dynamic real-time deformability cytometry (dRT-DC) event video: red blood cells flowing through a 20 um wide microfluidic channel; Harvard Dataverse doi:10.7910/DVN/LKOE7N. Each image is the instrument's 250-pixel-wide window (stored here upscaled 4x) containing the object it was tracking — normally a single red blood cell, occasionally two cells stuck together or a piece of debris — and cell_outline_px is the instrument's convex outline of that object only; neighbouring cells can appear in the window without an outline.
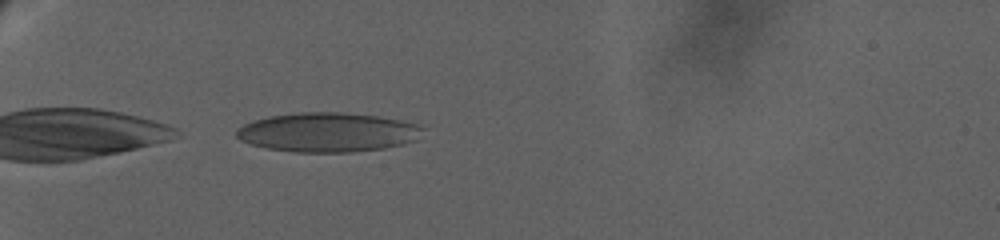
{"species": "human", "species_latin": "Homo sapiens", "temperature_condition": "warm", "stored_images_in_passage": 117, "camera_frame_rate_fps": 3000, "um_per_image_px": 0.085, "donor": {"sex": "female"}, "frame": {"image": 1, "passage_image": 2, "time_ms": 0.333, "image_size_px": [1000, 240], "cell_outline_px": [[424, 128], [416, 140], [404, 144], [384, 148], [348, 152], [296, 152], [268, 148], [252, 144], [240, 140], [236, 136], [236, 132], [244, 124], [252, 120], [268, 116], [300, 112], [344, 112], [376, 116], [400, 120], [416, 124]], "centroid_in_image_um": [27.85, 11.24], "position_along_channel_um": 57.1, "area_um2": 42.54}}
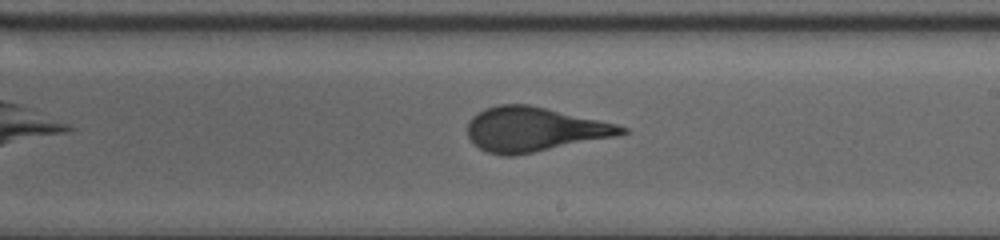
{"frame": {"image": 2, "passage_image": 55, "time_ms": 8.333, "image_size_px": [1000, 240], "cell_outline_px": [[628, 132], [616, 136], [512, 156], [504, 156], [488, 152], [480, 148], [468, 136], [468, 120], [472, 116], [484, 108], [500, 104], [528, 104], [616, 124], [628, 128]], "centroid_in_image_um": [45.37, 10.98], "position_along_channel_um": 243.6, "area_um2": 39.3}}
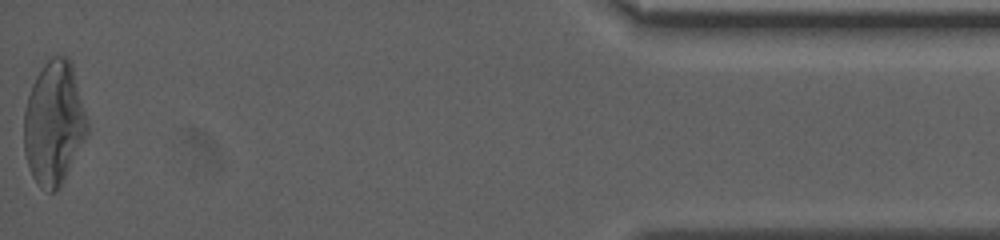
{"frame": {"image": 3, "passage_image": 115, "time_ms": 17.667, "image_size_px": [1000, 240], "cell_outline_px": [[88, 132], [60, 188], [56, 192], [48, 192], [40, 188], [36, 184], [32, 176], [24, 152], [24, 108], [32, 84], [36, 76], [44, 64], [52, 56], [68, 56], [72, 64], [88, 120]], "centroid_in_image_um": [4.58, 10.49], "position_along_channel_um": 430.6, "area_um2": 45.78}}